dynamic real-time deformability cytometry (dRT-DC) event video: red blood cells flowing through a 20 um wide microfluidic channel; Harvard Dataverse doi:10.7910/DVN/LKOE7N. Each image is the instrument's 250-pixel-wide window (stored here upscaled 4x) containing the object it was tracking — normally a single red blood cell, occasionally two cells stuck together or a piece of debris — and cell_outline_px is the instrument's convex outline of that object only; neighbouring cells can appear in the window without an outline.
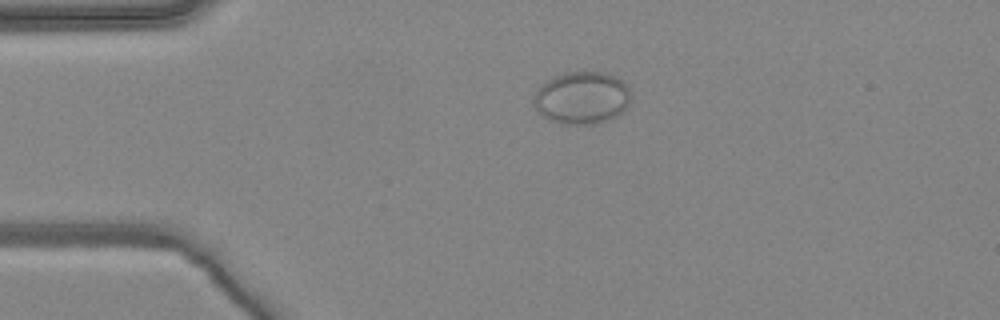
{"species": "common noctule bat (a hibernating species)", "species_latin": "Nyctalus noctula", "temperature_condition": "warm", "stored_images_in_passage": 3, "camera_frame_rate_fps": 3000, "um_per_image_px": 0.085, "animal": {"sex": "female", "body_mass_g": 24.6, "forearm_length_mm": 56.2}, "frame": {"image": 1, "passage_image": 2, "time_ms": 0.333, "image_size_px": [1000, 320], "cell_outline_px": [[628, 108], [624, 112], [608, 120], [596, 124], [560, 124], [548, 120], [536, 108], [532, 100], [536, 92], [548, 80], [564, 72], [584, 68], [604, 72], [620, 80], [628, 88]], "centroid_in_image_um": [49.46, 8.3], "position_along_channel_um": 35.5, "area_um2": 30.0}}